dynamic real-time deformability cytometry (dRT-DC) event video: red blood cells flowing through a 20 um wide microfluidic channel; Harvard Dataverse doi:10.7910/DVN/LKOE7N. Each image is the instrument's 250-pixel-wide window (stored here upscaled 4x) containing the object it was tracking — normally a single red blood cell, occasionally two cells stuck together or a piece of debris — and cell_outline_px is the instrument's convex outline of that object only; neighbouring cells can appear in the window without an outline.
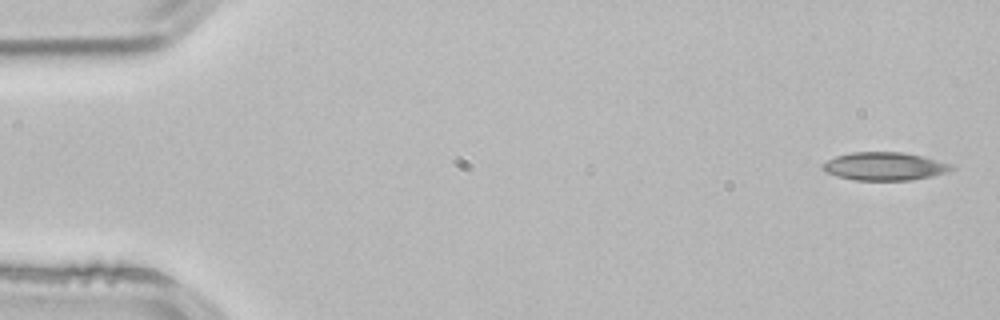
{"species": "common noctule bat (a hibernating species)", "species_latin": "Nyctalus noctula", "temperature_condition": "room temperature", "stored_images_in_passage": 4, "segment_of_instrument_passage": [1, 2], "camera_frame_rate_fps": 3000, "um_per_image_px": 0.085, "animal": {"sex": "male", "body_mass_g": 21.5, "forearm_length_mm": 52.0}, "frame": {"image": 1, "passage_image": 1, "time_ms": 0.0, "image_size_px": [1000, 320], "cell_outline_px": [[956, 168], [948, 172], [932, 176], [912, 180], [856, 180], [836, 176], [824, 172], [820, 168], [820, 164], [836, 156], [852, 152], [904, 152], [924, 156], [952, 164]], "centroid_in_image_um": [75.18, 14.13], "position_along_channel_um": 9.8, "area_um2": 21.39}}
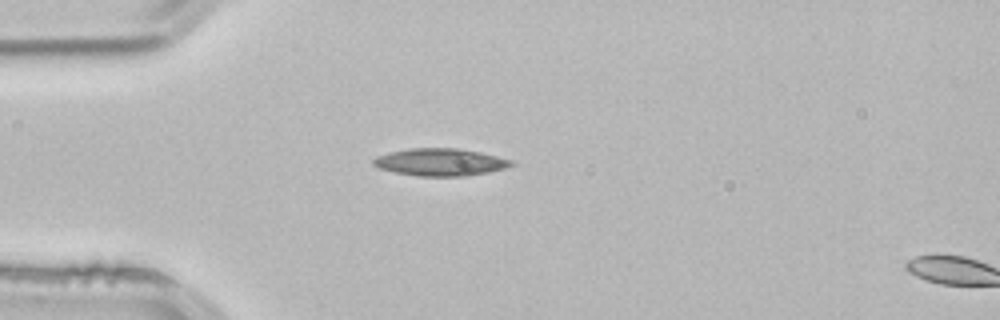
{"frame": {"image": 2, "passage_image": 3, "time_ms": 0.667, "image_size_px": [1000, 320], "cell_outline_px": [[516, 164], [504, 168], [488, 172], [468, 176], [416, 176], [396, 172], [380, 168], [372, 164], [372, 160], [376, 156], [388, 152], [408, 148], [460, 148], [480, 152], [512, 160]], "centroid_in_image_um": [37.41, 13.77], "position_along_channel_um": 47.6, "area_um2": 22.08}}